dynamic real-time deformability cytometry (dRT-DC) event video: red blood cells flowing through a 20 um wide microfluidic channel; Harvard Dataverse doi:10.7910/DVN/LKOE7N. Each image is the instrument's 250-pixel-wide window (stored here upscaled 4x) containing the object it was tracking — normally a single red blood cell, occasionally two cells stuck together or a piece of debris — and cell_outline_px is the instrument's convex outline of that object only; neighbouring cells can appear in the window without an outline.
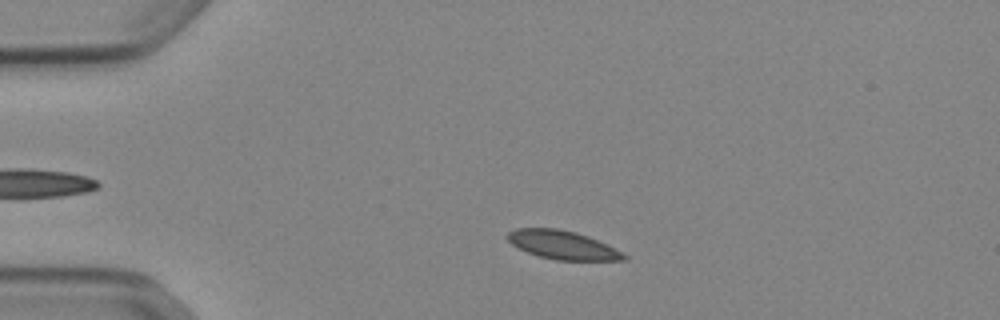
{"species": "Egyptian fruit bat (a non-hibernating species)", "species_latin": "Rousettus aegyptiacus", "temperature_condition": "cold", "stored_images_in_passage": 48, "camera_frame_rate_fps": 3000, "um_per_image_px": 0.085, "animal": {"sex": "female"}, "frame": {"image": 1, "passage_image": 7, "time_ms": 2.0, "image_size_px": [1000, 320], "cell_outline_px": [[628, 260], [556, 260], [540, 256], [528, 252], [512, 244], [508, 240], [508, 232], [516, 228], [556, 228], [576, 232], [588, 236], [608, 244], [628, 256]], "centroid_in_image_um": [47.86, 20.82], "position_along_channel_um": 37.1, "area_um2": 19.25}}
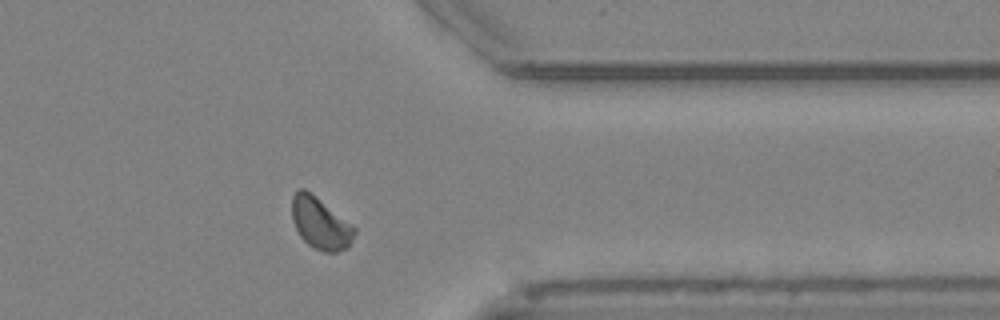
{"frame": {"image": 2, "passage_image": 38, "time_ms": 12.333, "image_size_px": [1000, 320], "cell_outline_px": [[356, 232], [348, 248], [336, 252], [324, 252], [312, 248], [300, 236], [292, 220], [292, 196], [300, 188], [304, 188], [356, 228]], "centroid_in_image_um": [27.22, 19.02], "position_along_channel_um": 384.2, "area_um2": 18.55}}
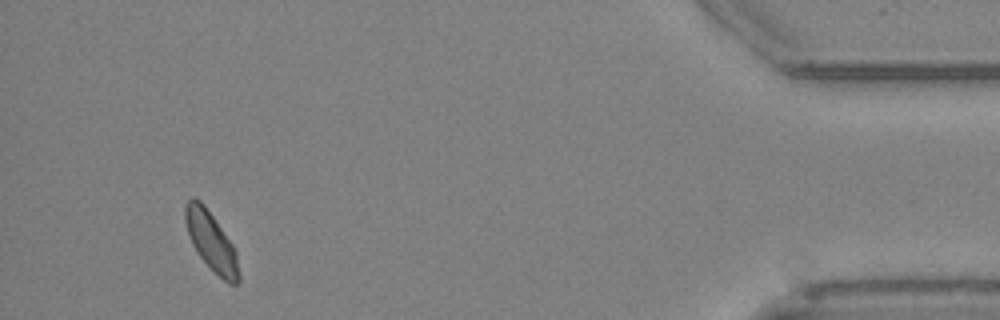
{"frame": {"image": 3, "passage_image": 45, "time_ms": 14.667, "image_size_px": [1000, 320], "cell_outline_px": [[240, 280], [236, 284], [228, 284], [196, 252], [192, 244], [184, 220], [184, 204], [192, 196], [200, 200], [204, 204], [232, 244], [236, 252], [240, 276]], "centroid_in_image_um": [17.94, 20.49], "position_along_channel_um": 417.3, "area_um2": 18.15}, "authors_computed_cell_mechanics": {"area_um2": 19.074, "velocity_mm_per_s": 3.8424, "shape_relaxation_time_tau1_ms": 3.8706, "shape_relaxation_time_tau2_ms": null, "deformation_change_tau1": 0.0692, "deformation_change_tau2": null}}